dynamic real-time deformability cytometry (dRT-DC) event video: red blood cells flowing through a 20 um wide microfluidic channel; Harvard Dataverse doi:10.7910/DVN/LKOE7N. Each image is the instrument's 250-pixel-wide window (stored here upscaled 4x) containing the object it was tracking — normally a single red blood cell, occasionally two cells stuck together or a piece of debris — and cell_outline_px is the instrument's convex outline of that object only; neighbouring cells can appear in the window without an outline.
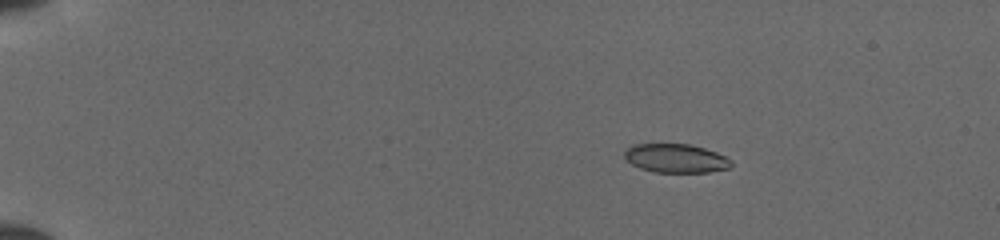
{"species": "common noctule bat (a hibernating species)", "species_latin": "Nyctalus noctula", "temperature_condition": "cold", "stored_images_in_passage": 50, "camera_frame_rate_fps": 3000, "um_per_image_px": 0.085, "animal": {"sex": "female", "body_mass_g": 19.5, "forearm_length_mm": 54.1}, "frame": {"image": 1, "passage_image": 9, "time_ms": 2.667, "image_size_px": [1000, 240], "cell_outline_px": [[732, 164], [728, 168], [708, 172], [656, 172], [640, 168], [632, 164], [624, 156], [624, 152], [632, 144], [688, 144], [704, 148], [716, 152], [732, 160]], "centroid_in_image_um": [57.44, 13.45], "position_along_channel_um": 27.6, "area_um2": 17.74}}
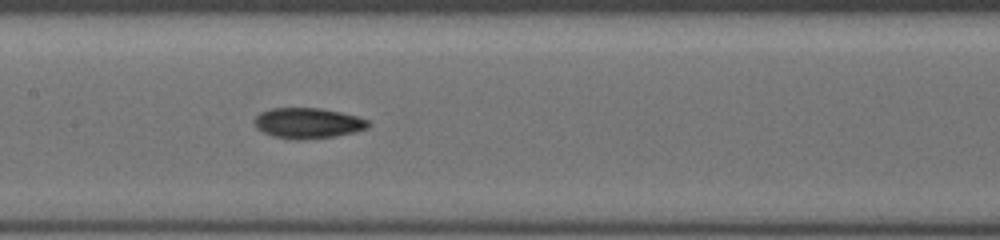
{"frame": {"image": 2, "passage_image": 27, "time_ms": 8.667, "image_size_px": [1000, 240], "cell_outline_px": [[372, 124], [368, 128], [336, 136], [304, 140], [292, 140], [272, 136], [256, 128], [252, 120], [260, 112], [272, 108], [320, 108], [340, 112], [356, 116], [368, 120]], "centroid_in_image_um": [26.14, 10.47], "position_along_channel_um": 181.3, "area_um2": 20.46}}
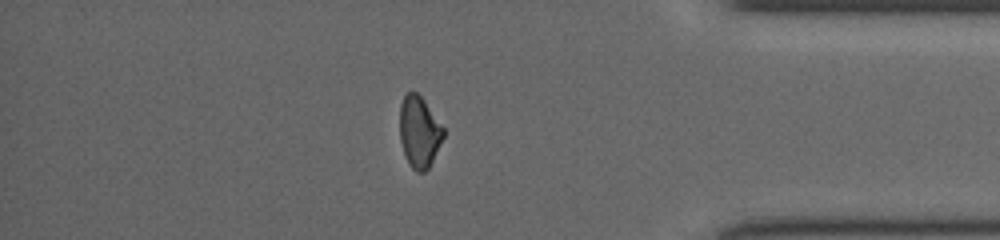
{"frame": {"image": 3, "passage_image": 44, "time_ms": 14.333, "image_size_px": [1000, 240], "cell_outline_px": [[444, 136], [428, 168], [424, 172], [416, 172], [408, 164], [400, 140], [400, 104], [404, 96], [408, 92], [416, 92], [424, 100], [444, 128]], "centroid_in_image_um": [35.62, 11.21], "position_along_channel_um": 399.6, "area_um2": 17.98}}